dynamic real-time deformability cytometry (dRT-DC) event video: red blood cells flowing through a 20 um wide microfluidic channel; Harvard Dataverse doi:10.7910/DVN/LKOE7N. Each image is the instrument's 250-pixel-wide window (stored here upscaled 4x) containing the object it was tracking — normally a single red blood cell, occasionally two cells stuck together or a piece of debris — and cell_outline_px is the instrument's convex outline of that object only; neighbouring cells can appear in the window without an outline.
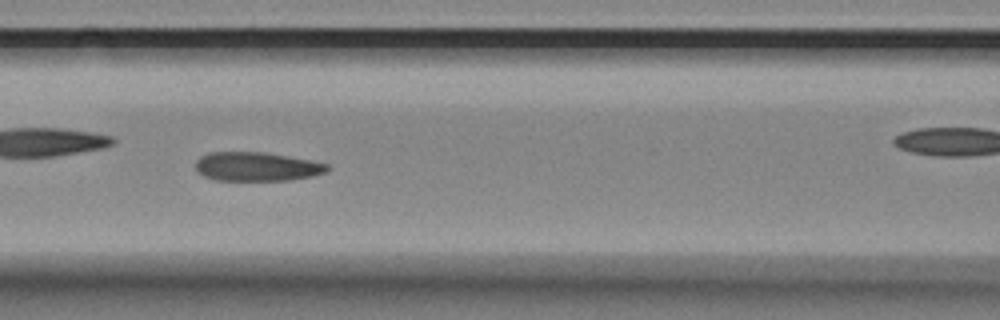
{"species": "Egyptian fruit bat (a non-hibernating species)", "species_latin": "Rousettus aegyptiacus", "temperature_condition": "room temperature", "stored_images_in_passage": 5, "camera_frame_rate_fps": 3000, "um_per_image_px": 0.085, "animal": {"sex": "female"}, "frame": {"image": 1, "passage_image": 3, "time_ms": 0.667, "image_size_px": [1000, 320], "cell_outline_px": [[332, 168], [328, 172], [312, 176], [288, 180], [216, 180], [204, 176], [196, 168], [196, 160], [200, 156], [208, 152], [264, 152], [312, 160], [328, 164]], "centroid_in_image_um": [21.87, 14.15], "position_along_channel_um": 144.7, "area_um2": 22.31}}